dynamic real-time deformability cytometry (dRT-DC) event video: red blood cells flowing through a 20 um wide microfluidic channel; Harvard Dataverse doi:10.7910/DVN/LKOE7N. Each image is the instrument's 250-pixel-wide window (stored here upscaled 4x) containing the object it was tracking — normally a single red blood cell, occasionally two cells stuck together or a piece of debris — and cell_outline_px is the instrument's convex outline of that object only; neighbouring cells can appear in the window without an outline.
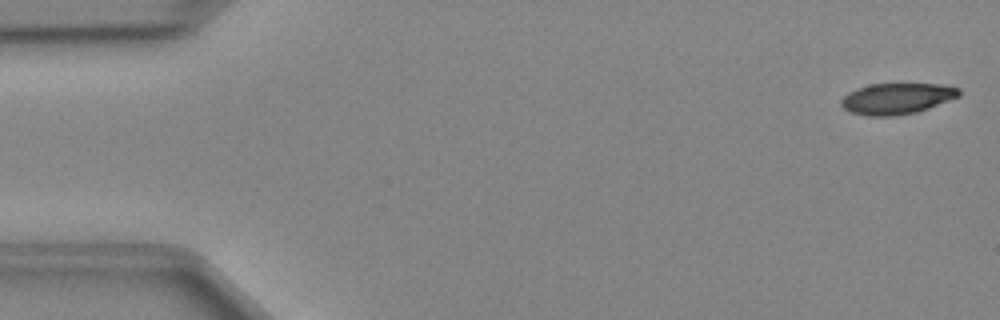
{"species": "Egyptian fruit bat (a non-hibernating species)", "species_latin": "Rousettus aegyptiacus", "temperature_condition": "cold", "stored_images_in_passage": 47, "camera_frame_rate_fps": 3000, "um_per_image_px": 0.085, "animal": {"sex": "female"}, "frame": {"image": 1, "passage_image": 1, "time_ms": 0.0, "image_size_px": [1000, 320], "cell_outline_px": [[960, 96], [928, 108], [916, 112], [892, 116], [868, 116], [848, 112], [840, 104], [840, 100], [848, 92], [856, 88], [872, 84], [940, 84], [960, 88]], "centroid_in_image_um": [76.2, 8.38], "position_along_channel_um": 8.8, "area_um2": 21.33}}
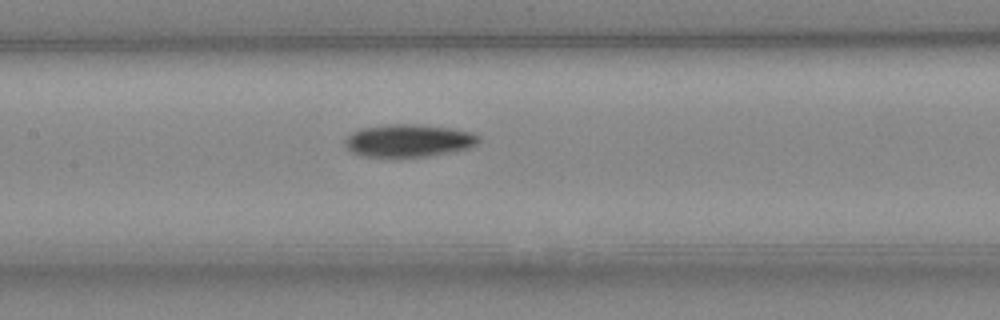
{"frame": {"image": 2, "passage_image": 22, "time_ms": 7.0, "image_size_px": [1000, 320], "cell_outline_px": [[480, 140], [476, 144], [468, 148], [428, 156], [364, 156], [352, 152], [344, 144], [344, 140], [352, 132], [360, 128], [388, 124], [416, 124], [452, 128], [472, 132], [480, 136]], "centroid_in_image_um": [34.73, 11.93], "position_along_channel_um": 172.7, "area_um2": 25.26}}
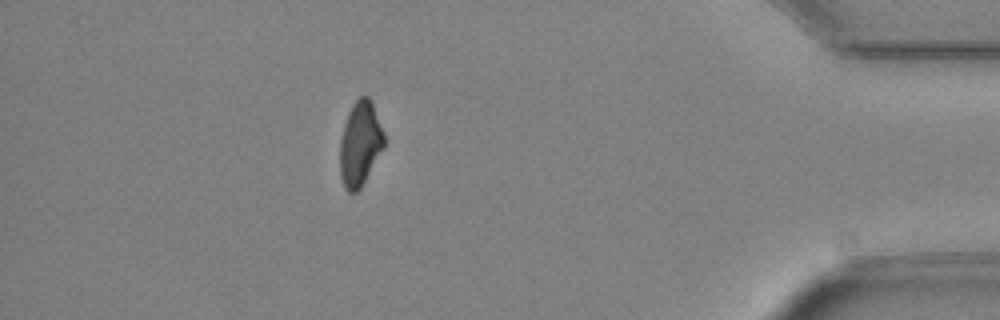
{"frame": {"image": 3, "passage_image": 42, "time_ms": 13.667, "image_size_px": [1000, 320], "cell_outline_px": [[384, 148], [360, 188], [356, 192], [348, 192], [344, 188], [340, 176], [340, 140], [344, 124], [348, 112], [352, 104], [360, 96], [368, 96], [372, 100], [384, 132]], "centroid_in_image_um": [30.61, 12.19], "position_along_channel_um": 404.6, "area_um2": 21.91}}